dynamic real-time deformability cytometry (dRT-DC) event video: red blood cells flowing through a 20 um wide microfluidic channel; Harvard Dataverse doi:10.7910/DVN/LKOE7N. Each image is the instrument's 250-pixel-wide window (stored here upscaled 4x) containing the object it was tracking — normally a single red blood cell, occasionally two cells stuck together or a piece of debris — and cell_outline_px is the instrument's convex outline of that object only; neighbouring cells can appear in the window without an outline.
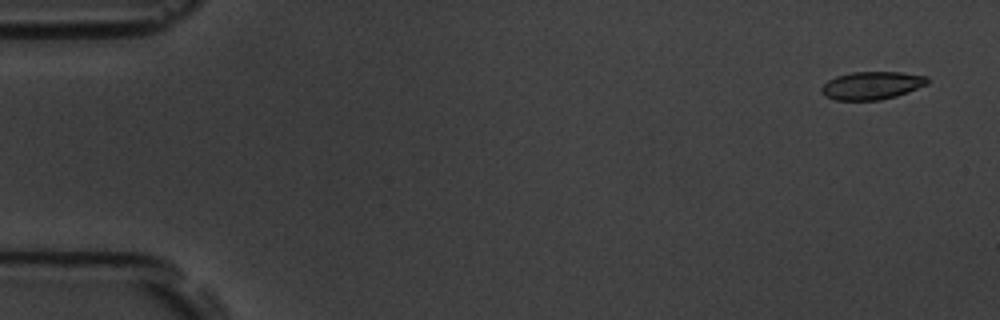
{"species": "common noctule bat (a hibernating species)", "species_latin": "Nyctalus noctula", "temperature_condition": "room temperature", "stored_images_in_passage": 4, "camera_frame_rate_fps": 3000, "um_per_image_px": 0.085, "animal": {"sex": "male", "body_mass_g": 19.5, "forearm_length_mm": 54.6}, "frame": {"image": 1, "passage_image": 1, "time_ms": 0.0, "image_size_px": [1000, 320], "cell_outline_px": [[928, 84], [896, 96], [880, 100], [836, 100], [824, 96], [820, 92], [820, 88], [828, 80], [836, 76], [852, 72], [900, 72], [928, 76]], "centroid_in_image_um": [74.08, 7.26], "position_along_channel_um": 10.9, "area_um2": 17.28}}
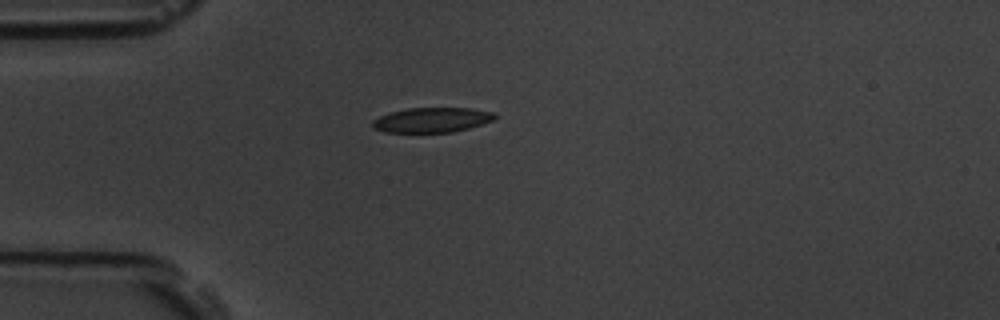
{"frame": {"image": 2, "passage_image": 4, "time_ms": 4.333, "image_size_px": [1000, 320], "cell_outline_px": [[496, 116], [492, 120], [468, 128], [452, 132], [384, 132], [372, 128], [372, 120], [380, 116], [392, 112], [408, 108], [472, 108], [496, 112]], "centroid_in_image_um": [36.7, 10.19], "position_along_channel_um": 48.3, "area_um2": 17.63}}